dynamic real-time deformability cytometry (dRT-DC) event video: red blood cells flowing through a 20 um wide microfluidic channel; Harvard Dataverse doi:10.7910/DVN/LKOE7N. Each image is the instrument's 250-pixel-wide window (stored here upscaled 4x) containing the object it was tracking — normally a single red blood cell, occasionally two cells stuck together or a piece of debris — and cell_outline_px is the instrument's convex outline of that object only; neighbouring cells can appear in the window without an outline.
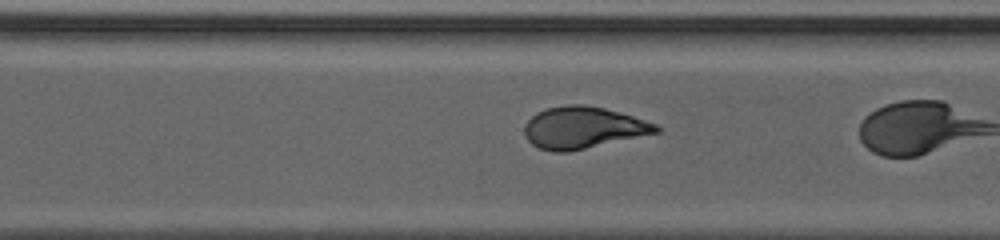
{"species": "human", "species_latin": "Homo sapiens", "temperature_condition": "cold", "stored_images_in_passage": 38, "camera_frame_rate_fps": 3000, "um_per_image_px": 0.085, "donor": {"sex": "male"}, "frame": {"image": 1, "passage_image": 34, "time_ms": 11.0, "image_size_px": [1000, 240], "cell_outline_px": [[660, 132], [584, 148], [564, 152], [552, 152], [540, 148], [532, 144], [528, 140], [524, 132], [524, 124], [536, 112], [548, 108], [568, 104], [580, 104], [604, 108], [632, 116], [656, 124], [660, 128]], "centroid_in_image_um": [49.53, 10.84], "position_along_channel_um": 321.1, "area_um2": 31.62}}